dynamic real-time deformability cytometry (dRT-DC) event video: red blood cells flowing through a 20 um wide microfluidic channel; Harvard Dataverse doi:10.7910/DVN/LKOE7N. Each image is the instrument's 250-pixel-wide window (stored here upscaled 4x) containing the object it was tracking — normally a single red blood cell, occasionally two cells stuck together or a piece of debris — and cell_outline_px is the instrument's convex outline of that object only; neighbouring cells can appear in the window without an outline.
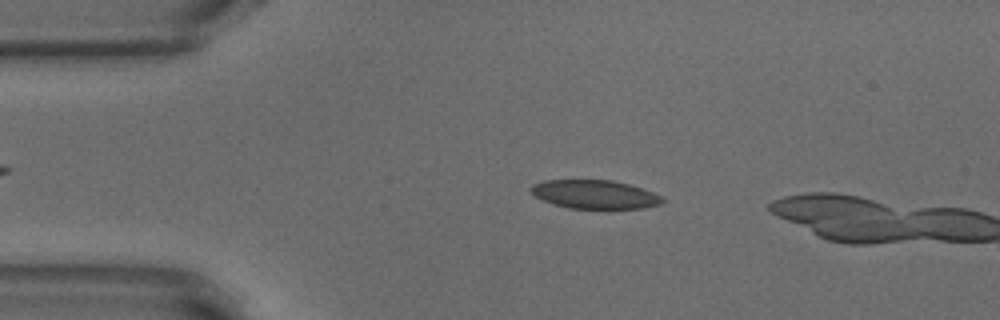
{"species": "common noctule bat (a hibernating species)", "species_latin": "Nyctalus noctula", "temperature_condition": "warm", "stored_images_in_passage": 45, "camera_frame_rate_fps": 3000, "um_per_image_px": 0.085, "animal": {"sex": "male", "body_mass_g": 18.8}, "frame": {"image": 1, "passage_image": 10, "time_ms": 3.0, "image_size_px": [1000, 320], "cell_outline_px": [[664, 200], [660, 204], [644, 208], [568, 208], [544, 200], [536, 196], [528, 188], [532, 184], [544, 180], [612, 180], [628, 184], [652, 192], [660, 196]], "centroid_in_image_um": [50.53, 16.51], "position_along_channel_um": 34.5, "area_um2": 21.62}}
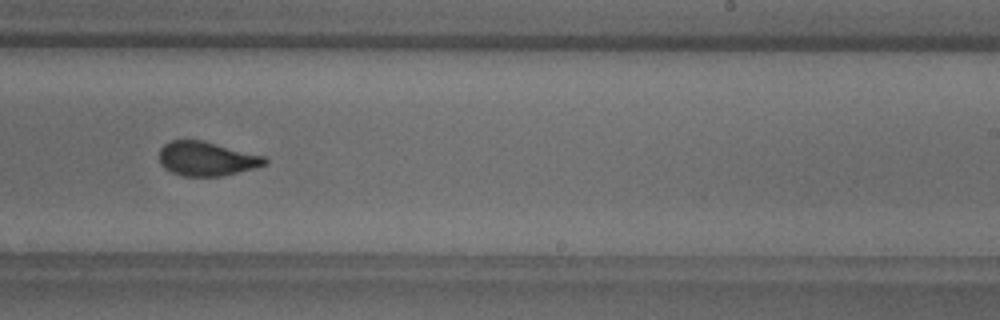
{"frame": {"image": 2, "passage_image": 31, "time_ms": 10.0, "image_size_px": [1000, 320], "cell_outline_px": [[268, 164], [256, 168], [220, 176], [184, 176], [172, 172], [164, 168], [160, 164], [160, 148], [164, 144], [172, 140], [204, 140], [264, 156], [268, 160]], "centroid_in_image_um": [17.58, 13.49], "position_along_channel_um": 271.4, "area_um2": 21.1}}
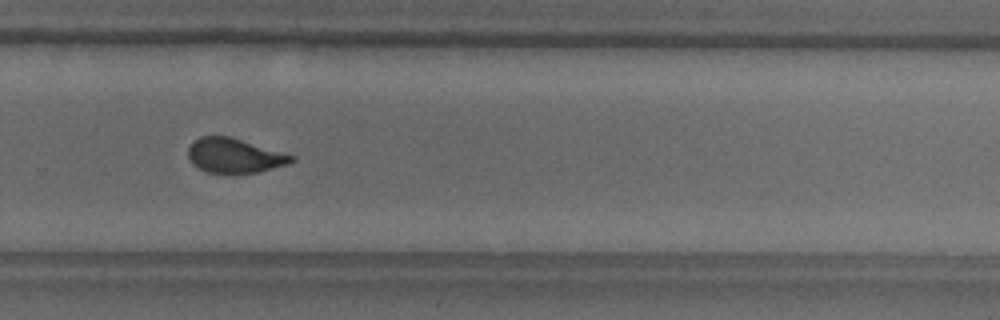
{"frame": {"image": 3, "passage_image": 34, "time_ms": 11.0, "image_size_px": [1000, 320], "cell_outline_px": [[296, 160], [288, 164], [260, 172], [208, 172], [192, 164], [188, 156], [188, 148], [192, 140], [200, 136], [228, 136], [296, 156]], "centroid_in_image_um": [19.93, 13.21], "position_along_channel_um": 309.9, "area_um2": 20.63}, "authors_computed_cell_mechanics": {"area_um2": 22.1374, "velocity_mm_per_s": 3.8603, "shape_relaxation_time_tau1_ms": 3.634, "shape_relaxation_time_tau2_ms": 1.0052, "deformation_change_tau1": 0.1375, "deformation_change_tau2": 0.0623}}